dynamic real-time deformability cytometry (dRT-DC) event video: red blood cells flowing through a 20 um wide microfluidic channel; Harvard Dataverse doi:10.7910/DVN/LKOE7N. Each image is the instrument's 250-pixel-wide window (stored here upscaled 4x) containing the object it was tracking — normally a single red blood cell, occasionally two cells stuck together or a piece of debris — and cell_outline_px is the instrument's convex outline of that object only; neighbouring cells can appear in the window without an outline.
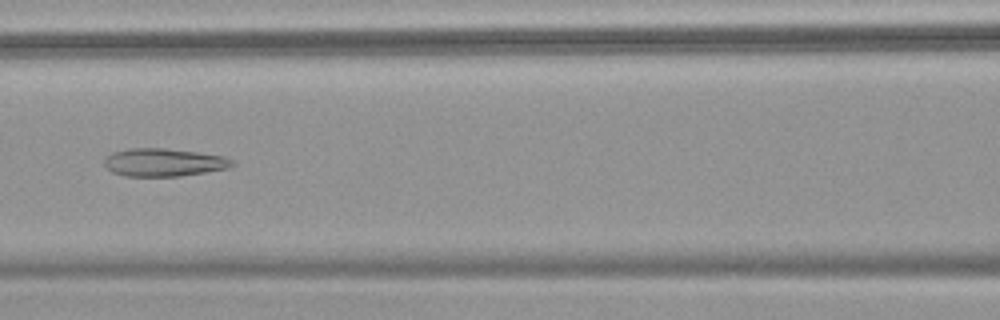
{"species": "common noctule bat (a hibernating species)", "species_latin": "Nyctalus noctula", "temperature_condition": "warm", "stored_images_in_passage": 39, "camera_frame_rate_fps": 3000, "um_per_image_px": 0.085, "animal": {"sex": "female", "body_mass_g": 18.4}, "frame": {"image": 1, "passage_image": 17, "time_ms": 5.333, "image_size_px": [1000, 320], "cell_outline_px": [[236, 164], [228, 168], [180, 176], [124, 176], [112, 172], [104, 164], [104, 160], [112, 152], [128, 148], [164, 148], [196, 152], [224, 156], [232, 160]], "centroid_in_image_um": [13.91, 13.8], "position_along_channel_um": 152.7, "area_um2": 20.75}}
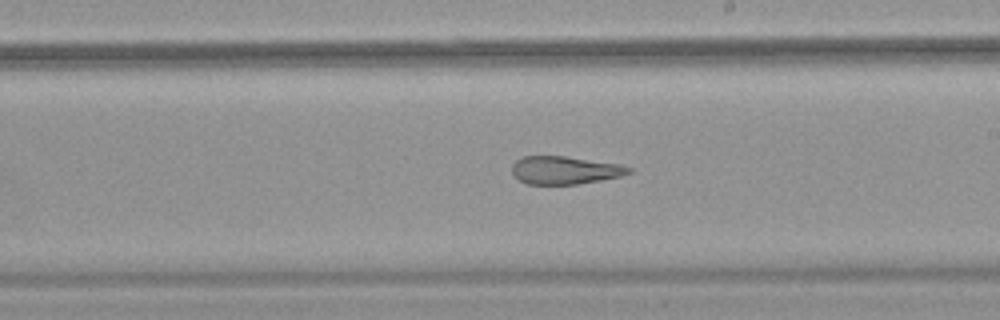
{"frame": {"image": 2, "passage_image": 24, "time_ms": 7.667, "image_size_px": [1000, 320], "cell_outline_px": [[632, 172], [620, 176], [600, 180], [576, 184], [528, 184], [520, 180], [512, 172], [512, 164], [516, 160], [524, 156], [564, 156], [620, 164], [632, 168]], "centroid_in_image_um": [48.01, 14.46], "position_along_channel_um": 241.0, "area_um2": 18.84}}
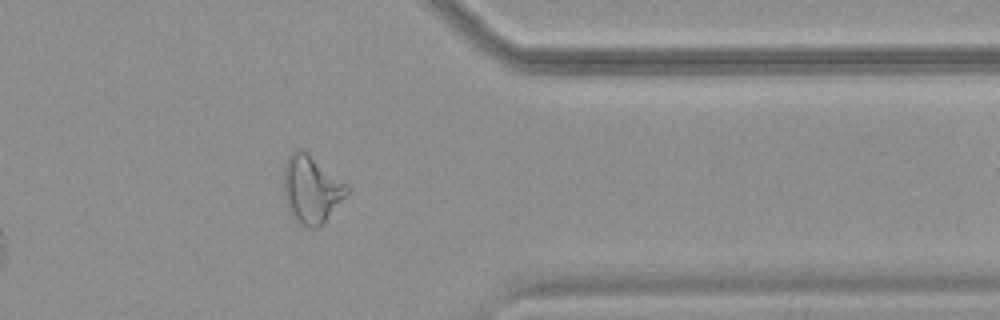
{"frame": {"image": 3, "passage_image": 36, "time_ms": 11.667, "image_size_px": [1000, 320], "cell_outline_px": [[352, 188], [324, 224], [320, 228], [308, 228], [300, 224], [288, 208], [284, 200], [284, 164], [288, 156], [292, 152], [300, 148], [348, 184]], "centroid_in_image_um": [26.49, 16.12], "position_along_channel_um": 384.9, "area_um2": 24.97}, "authors_computed_cell_mechanics": {"area_um2": 22.0796, "velocity_mm_per_s": 3.8132, "shape_relaxation_time_tau1_ms": null, "shape_relaxation_time_tau2_ms": 2.729, "deformation_change_tau1": null, "deformation_change_tau2": 0.1275}}